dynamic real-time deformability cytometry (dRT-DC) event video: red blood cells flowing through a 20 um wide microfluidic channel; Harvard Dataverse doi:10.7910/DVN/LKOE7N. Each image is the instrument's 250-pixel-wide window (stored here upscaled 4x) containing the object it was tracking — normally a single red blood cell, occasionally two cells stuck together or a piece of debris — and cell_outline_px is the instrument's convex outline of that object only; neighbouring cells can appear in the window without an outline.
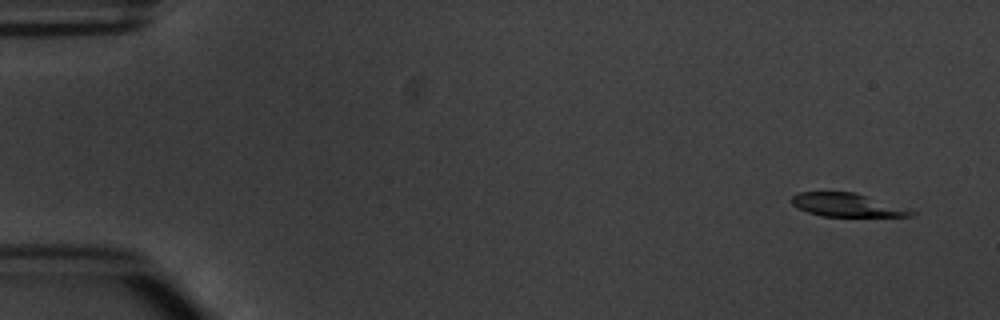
{"species": "common noctule bat (a hibernating species)", "species_latin": "Nyctalus noctula", "temperature_condition": "warm", "stored_images_in_passage": 3, "camera_frame_rate_fps": 3000, "um_per_image_px": 0.085, "animal": {"sex": "male", "body_mass_g": 20.1, "forearm_length_mm": 53.5}, "frame": {"image": 1, "passage_image": 1, "time_ms": 0.0, "image_size_px": [1000, 320], "cell_outline_px": [[916, 212], [912, 216], [824, 216], [808, 212], [792, 204], [792, 196], [800, 192], [852, 192]], "centroid_in_image_um": [71.91, 17.43], "position_along_channel_um": 13.1, "area_um2": 15.55}}